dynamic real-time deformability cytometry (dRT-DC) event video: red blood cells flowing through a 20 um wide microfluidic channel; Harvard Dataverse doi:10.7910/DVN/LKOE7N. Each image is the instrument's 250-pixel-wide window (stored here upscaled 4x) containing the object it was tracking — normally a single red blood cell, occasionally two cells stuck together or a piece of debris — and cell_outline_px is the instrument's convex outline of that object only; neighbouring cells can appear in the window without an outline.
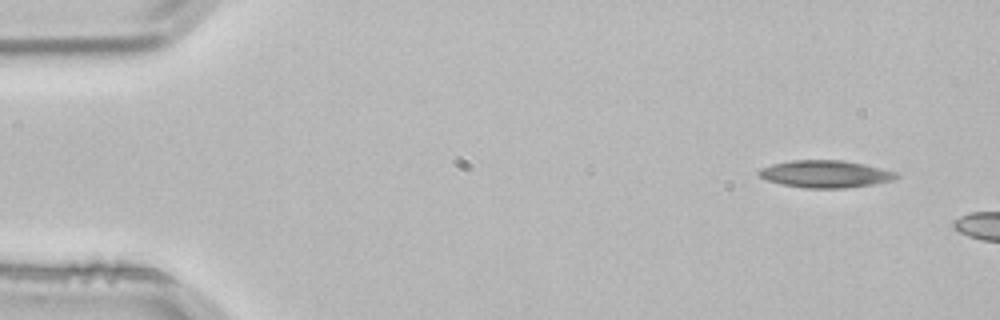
{"species": "common noctule bat (a hibernating species)", "species_latin": "Nyctalus noctula", "temperature_condition": "room temperature", "stored_images_in_passage": 2, "camera_frame_rate_fps": 3000, "um_per_image_px": 0.085, "animal": {"sex": "male", "body_mass_g": 21.5, "forearm_length_mm": 52.0}, "frame": {"image": 1, "passage_image": 1, "time_ms": 0.0, "image_size_px": [1000, 320], "cell_outline_px": [[900, 176], [892, 180], [872, 184], [844, 188], [804, 188], [780, 184], [768, 180], [760, 176], [756, 172], [760, 168], [772, 164], [792, 160], [844, 160], [864, 164], [896, 172]], "centroid_in_image_um": [70.13, 14.78], "position_along_channel_um": 14.9, "area_um2": 21.79}}